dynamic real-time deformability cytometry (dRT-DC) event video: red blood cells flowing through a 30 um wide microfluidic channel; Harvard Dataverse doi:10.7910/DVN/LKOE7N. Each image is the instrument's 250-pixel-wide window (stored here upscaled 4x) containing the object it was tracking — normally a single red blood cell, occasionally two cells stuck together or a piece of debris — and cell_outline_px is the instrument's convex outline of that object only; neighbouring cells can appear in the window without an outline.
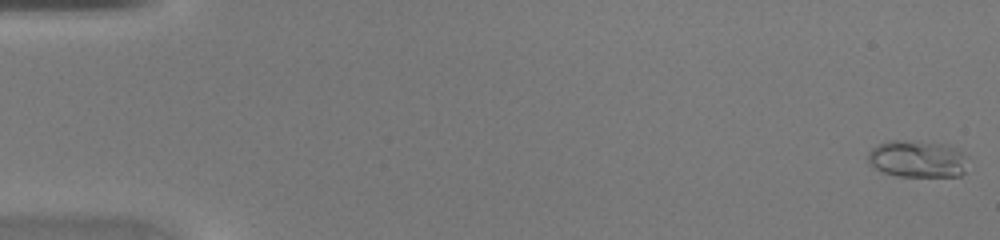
{"species": "common noctule bat (a hibernating species)", "species_latin": "Nyctalus noctula", "temperature_condition": "warm", "stored_images_in_passage": 46, "camera_frame_rate_fps": 3000, "um_per_image_px": 0.085, "animal": {"sex": "female", "body_mass_g": 20.0, "forearm_length_mm": 54.0}, "frame": {"image": 1, "passage_image": 1, "time_ms": 0.0, "image_size_px": [1000, 240], "cell_outline_px": [[964, 172], [960, 176], [896, 176], [884, 172], [876, 168], [868, 160], [868, 152], [872, 148], [888, 140], [916, 140], [944, 144], [956, 148], [964, 156]], "centroid_in_image_um": [77.94, 13.49], "position_along_channel_um": 7.1, "area_um2": 21.33}}
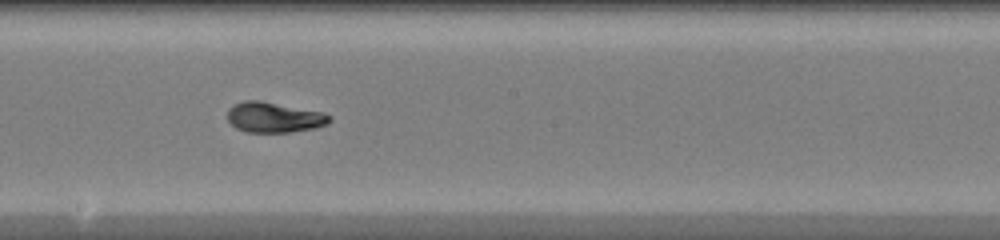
{"frame": {"image": 2, "passage_image": 26, "time_ms": 8.333, "image_size_px": [1000, 240], "cell_outline_px": [[332, 120], [328, 124], [316, 128], [288, 132], [244, 132], [236, 128], [228, 120], [228, 108], [232, 104], [244, 100], [260, 100], [324, 112], [332, 116]], "centroid_in_image_um": [23.31, 9.96], "position_along_channel_um": 224.9, "area_um2": 18.32}}
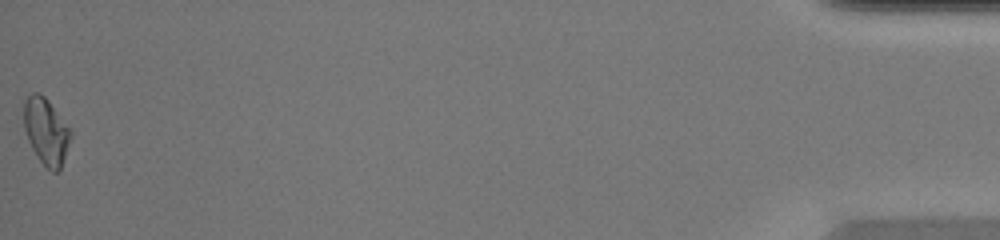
{"frame": {"image": 3, "passage_image": 46, "time_ms": 15.0, "image_size_px": [1000, 240], "cell_outline_px": [[72, 136], [60, 168], [56, 172], [52, 172], [36, 156], [28, 140], [24, 128], [24, 100], [32, 92], [40, 92], [48, 100], [72, 132]], "centroid_in_image_um": [3.91, 11.14], "position_along_channel_um": 431.3, "area_um2": 17.92}}